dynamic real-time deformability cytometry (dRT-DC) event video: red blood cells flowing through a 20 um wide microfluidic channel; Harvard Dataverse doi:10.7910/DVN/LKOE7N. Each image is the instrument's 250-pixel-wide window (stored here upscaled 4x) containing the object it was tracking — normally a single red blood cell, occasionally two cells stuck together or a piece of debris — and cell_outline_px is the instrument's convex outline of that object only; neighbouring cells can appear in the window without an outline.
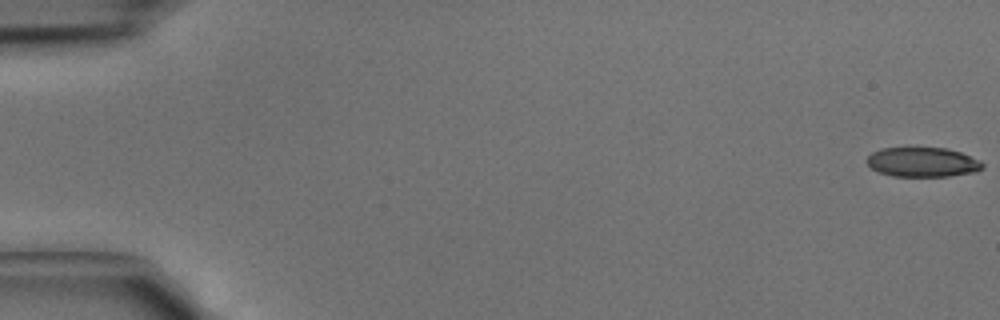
{"species": "common noctule bat (a hibernating species)", "species_latin": "Nyctalus noctula", "temperature_condition": "cold", "stored_images_in_passage": 44, "camera_frame_rate_fps": 3000, "um_per_image_px": 0.085, "animal": {"sex": "male", "body_mass_g": 15.6}, "frame": {"image": 1, "passage_image": 1, "time_ms": 0.0, "image_size_px": [1000, 320], "cell_outline_px": [[984, 168], [976, 172], [948, 176], [892, 176], [880, 172], [872, 168], [864, 160], [872, 152], [880, 148], [944, 148], [960, 152], [980, 160], [984, 164]], "centroid_in_image_um": [78.42, 13.78], "position_along_channel_um": 6.6, "area_um2": 19.94}}
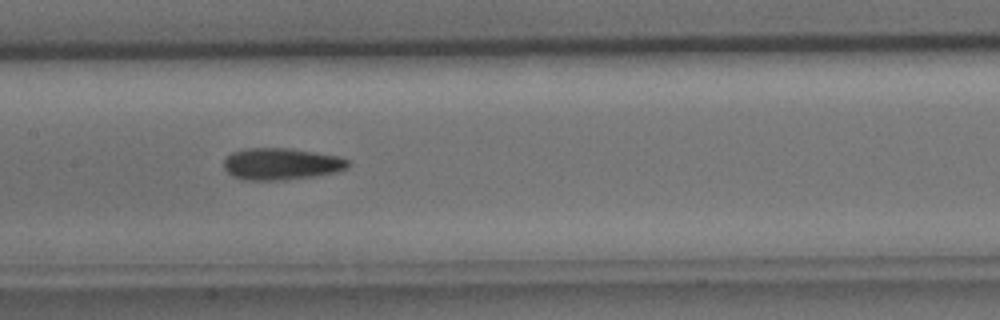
{"frame": {"image": 2, "passage_image": 22, "time_ms": 7.0, "image_size_px": [1000, 320], "cell_outline_px": [[348, 168], [336, 172], [316, 176], [280, 180], [244, 180], [228, 172], [224, 168], [224, 160], [232, 152], [244, 148], [292, 148], [336, 156], [348, 160]], "centroid_in_image_um": [23.9, 13.93], "position_along_channel_um": 183.5, "area_um2": 22.89}}
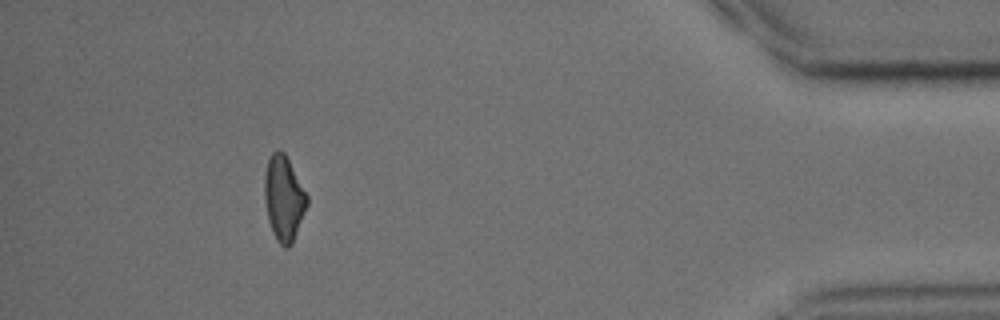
{"frame": {"image": 3, "passage_image": 40, "time_ms": 13.0, "image_size_px": [1000, 320], "cell_outline_px": [[308, 204], [292, 244], [288, 248], [284, 248], [276, 240], [272, 232], [268, 220], [264, 200], [264, 176], [268, 160], [272, 152], [276, 148], [280, 148], [284, 152], [308, 196]], "centroid_in_image_um": [24.11, 16.86], "position_along_channel_um": 411.1, "area_um2": 21.21}}